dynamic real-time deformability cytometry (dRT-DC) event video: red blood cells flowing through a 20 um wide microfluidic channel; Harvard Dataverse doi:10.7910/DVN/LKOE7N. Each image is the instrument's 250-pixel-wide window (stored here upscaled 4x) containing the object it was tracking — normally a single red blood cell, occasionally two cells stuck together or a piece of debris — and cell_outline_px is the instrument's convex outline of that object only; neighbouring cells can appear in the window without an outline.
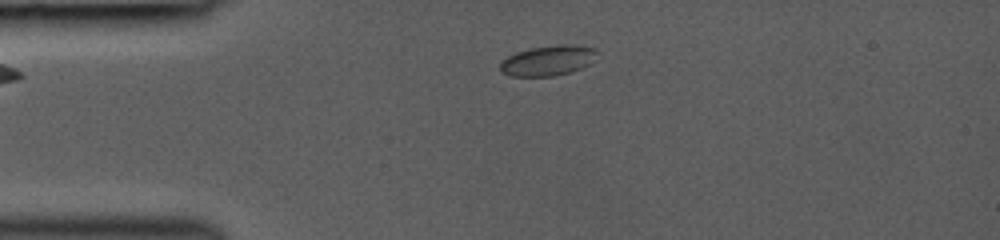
{"species": "common noctule bat (a hibernating species)", "species_latin": "Nyctalus noctula", "temperature_condition": "room temperature", "stored_images_in_passage": 8, "camera_frame_rate_fps": 3000, "um_per_image_px": 0.085, "animal": {"sex": "female", "body_mass_g": 19.0, "forearm_length_mm": 53.3}, "frame": {"image": 1, "passage_image": 2, "time_ms": 1.0, "image_size_px": [1000, 240], "cell_outline_px": [[600, 52], [596, 60], [580, 68], [568, 72], [552, 76], [508, 76], [500, 72], [500, 60], [516, 52], [532, 48], [560, 44], [572, 44], [596, 48]], "centroid_in_image_um": [46.59, 5.13], "position_along_channel_um": 38.4, "area_um2": 17.28}}